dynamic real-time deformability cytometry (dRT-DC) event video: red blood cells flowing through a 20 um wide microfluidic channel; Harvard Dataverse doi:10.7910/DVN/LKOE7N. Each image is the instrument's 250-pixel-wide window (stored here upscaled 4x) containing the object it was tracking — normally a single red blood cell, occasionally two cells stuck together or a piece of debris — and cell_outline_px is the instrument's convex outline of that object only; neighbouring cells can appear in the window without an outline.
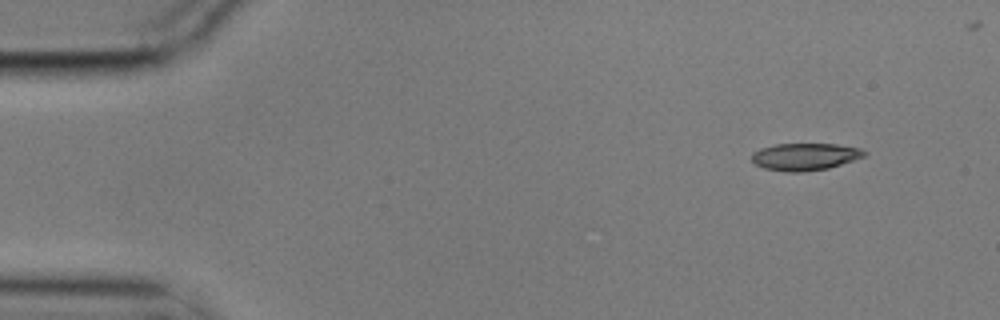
{"species": "common noctule bat (a hibernating species)", "species_latin": "Nyctalus noctula", "temperature_condition": "cold", "stored_images_in_passage": 4, "camera_frame_rate_fps": 3000, "um_per_image_px": 0.085, "animal": {"sex": "male", "body_mass_g": 17.9}, "frame": {"image": 1, "passage_image": 1, "time_ms": 0.0, "image_size_px": [1000, 320], "cell_outline_px": [[868, 152], [864, 156], [828, 168], [804, 172], [784, 172], [764, 168], [756, 164], [752, 160], [752, 152], [760, 148], [776, 144], [836, 144], [860, 148]], "centroid_in_image_um": [68.4, 13.32], "position_along_channel_um": 16.6, "area_um2": 17.8}}